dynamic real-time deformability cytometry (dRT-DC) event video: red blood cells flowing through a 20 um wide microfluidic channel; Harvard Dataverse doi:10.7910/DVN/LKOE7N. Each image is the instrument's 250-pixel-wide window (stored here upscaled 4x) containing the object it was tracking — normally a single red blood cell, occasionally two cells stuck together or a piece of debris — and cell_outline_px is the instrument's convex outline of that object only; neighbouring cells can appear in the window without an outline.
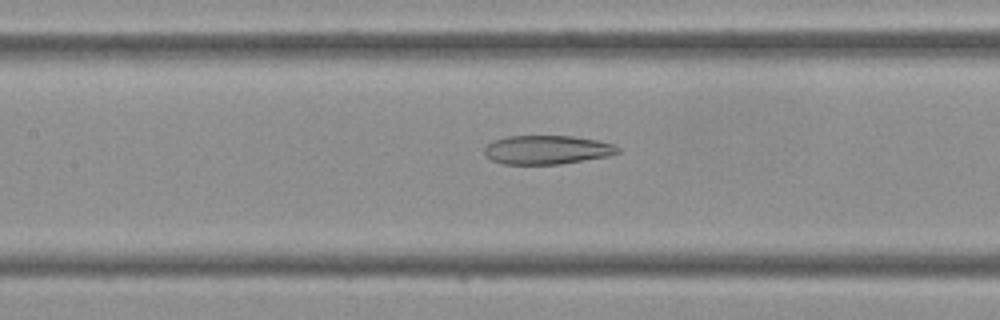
{"species": "Egyptian fruit bat (a non-hibernating species)", "species_latin": "Rousettus aegyptiacus", "temperature_condition": "cold", "stored_images_in_passage": 43, "camera_frame_rate_fps": 3000, "um_per_image_px": 0.085, "frame": {"image": 1, "passage_image": 19, "time_ms": 6.0, "image_size_px": [1000, 320], "cell_outline_px": [[620, 152], [608, 156], [560, 164], [504, 164], [492, 160], [484, 152], [484, 148], [488, 144], [496, 140], [508, 136], [572, 136], [596, 140], [612, 144], [620, 148]], "centroid_in_image_um": [46.51, 12.73], "position_along_channel_um": 160.9, "area_um2": 22.2}}
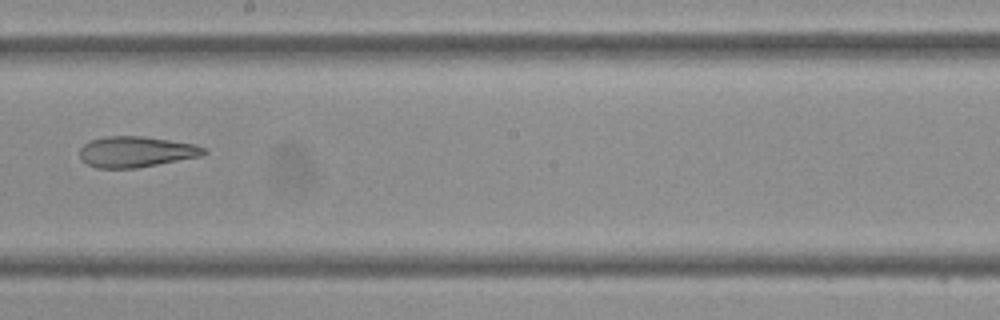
{"frame": {"image": 2, "passage_image": 24, "time_ms": 7.667, "image_size_px": [1000, 320], "cell_outline_px": [[208, 152], [200, 156], [136, 168], [96, 168], [80, 160], [80, 148], [88, 140], [104, 136], [144, 136], [196, 144], [208, 148]], "centroid_in_image_um": [11.56, 12.89], "position_along_channel_um": 236.6, "area_um2": 22.48}}
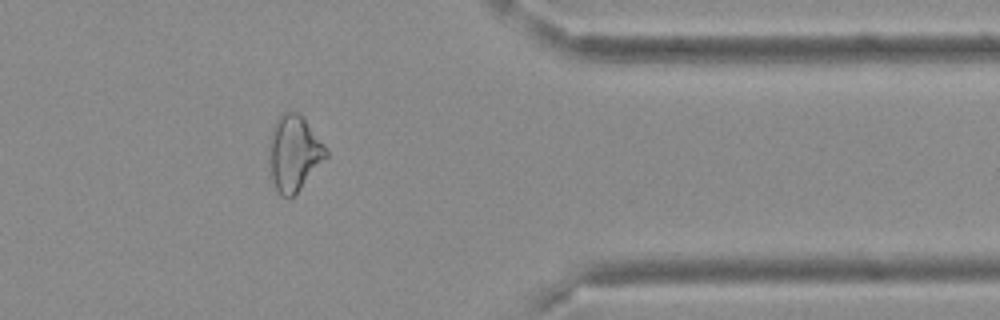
{"frame": {"image": 3, "passage_image": 35, "time_ms": 11.333, "image_size_px": [1000, 320], "cell_outline_px": [[328, 156], [300, 188], [288, 200], [276, 188], [268, 172], [268, 140], [272, 128], [276, 120], [288, 108], [300, 112], [304, 116], [328, 148]], "centroid_in_image_um": [24.97, 12.94], "position_along_channel_um": 386.4, "area_um2": 25.78}}